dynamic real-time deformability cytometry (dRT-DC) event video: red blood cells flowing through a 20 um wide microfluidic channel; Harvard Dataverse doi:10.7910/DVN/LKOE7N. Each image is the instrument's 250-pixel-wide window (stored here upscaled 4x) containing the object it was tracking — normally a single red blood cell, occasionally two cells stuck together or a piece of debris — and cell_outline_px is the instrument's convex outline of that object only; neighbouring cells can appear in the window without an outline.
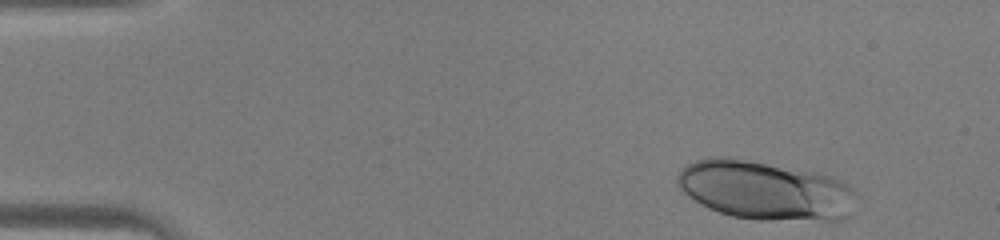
{"species": "human", "species_latin": "Homo sapiens", "temperature_condition": "warm", "stored_images_in_passage": 40, "camera_frame_rate_fps": 3000, "um_per_image_px": 0.085, "donor": {"sex": "male"}, "frame": {"image": 1, "passage_image": 1, "time_ms": 0.0, "image_size_px": [1000, 240], "cell_outline_px": [[852, 216], [840, 220], [756, 220], [732, 216], [720, 212], [700, 204], [688, 196], [676, 184], [676, 176], [680, 168], [696, 160], [712, 156], [724, 156], [820, 172], [840, 180], [852, 192]], "centroid_in_image_um": [64.98, 16.17], "position_along_channel_um": 20.0, "area_um2": 61.61}}